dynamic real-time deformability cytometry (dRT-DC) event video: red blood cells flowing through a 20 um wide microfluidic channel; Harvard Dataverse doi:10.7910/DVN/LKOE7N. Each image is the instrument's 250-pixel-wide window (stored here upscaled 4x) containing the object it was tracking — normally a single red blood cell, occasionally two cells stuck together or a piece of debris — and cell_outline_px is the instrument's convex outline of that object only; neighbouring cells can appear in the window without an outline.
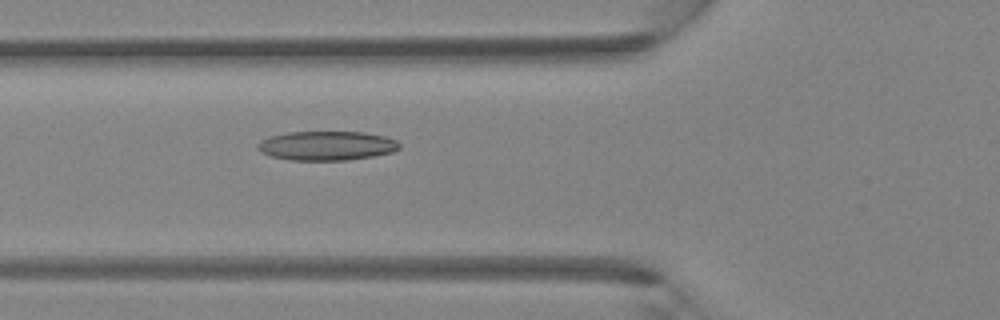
{"species": "Egyptian fruit bat (a non-hibernating species)", "species_latin": "Rousettus aegyptiacus", "temperature_condition": "room temperature", "stored_images_in_passage": 3, "camera_frame_rate_fps": 3000, "um_per_image_px": 0.085, "animal": {"sex": "female"}, "frame": {"image": 1, "passage_image": 3, "time_ms": 0.667, "image_size_px": [1000, 320], "cell_outline_px": [[400, 148], [392, 152], [372, 156], [348, 160], [292, 160], [272, 156], [256, 148], [256, 144], [260, 140], [272, 136], [288, 132], [364, 132], [384, 136], [396, 140], [400, 144]], "centroid_in_image_um": [27.78, 12.38], "position_along_channel_um": 98.0, "area_um2": 23.99}}